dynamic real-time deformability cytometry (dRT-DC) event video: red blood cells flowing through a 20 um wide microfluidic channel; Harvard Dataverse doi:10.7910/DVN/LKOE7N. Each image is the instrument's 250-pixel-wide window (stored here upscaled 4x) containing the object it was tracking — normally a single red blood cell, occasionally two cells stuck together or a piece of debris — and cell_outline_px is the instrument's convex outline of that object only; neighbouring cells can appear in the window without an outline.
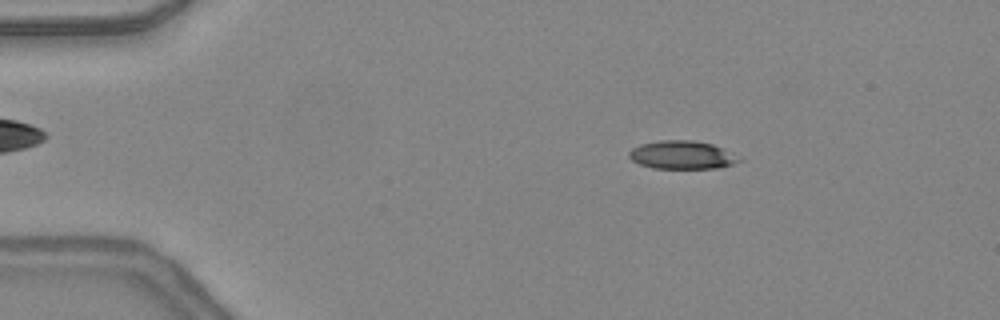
{"species": "common noctule bat (a hibernating species)", "species_latin": "Nyctalus noctula", "temperature_condition": "warm", "stored_images_in_passage": 48, "camera_frame_rate_fps": 3000, "um_per_image_px": 0.085, "animal": {"sex": "female", "body_mass_g": 24.6, "forearm_length_mm": 56.2}, "frame": {"image": 1, "passage_image": 9, "time_ms": 2.667, "image_size_px": [1000, 320], "cell_outline_px": [[740, 160], [732, 164], [716, 168], [652, 168], [640, 164], [632, 160], [628, 156], [628, 152], [632, 148], [640, 144], [660, 140], [692, 140], [712, 144], [720, 148]], "centroid_in_image_um": [57.86, 13.16], "position_along_channel_um": 27.1, "area_um2": 17.69}}
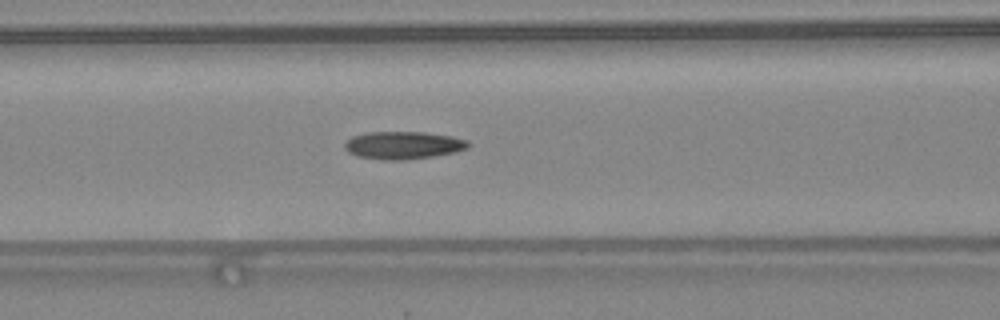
{"frame": {"image": 2, "passage_image": 21, "time_ms": 6.667, "image_size_px": [1000, 320], "cell_outline_px": [[472, 144], [468, 148], [456, 152], [408, 160], [380, 160], [356, 156], [348, 152], [344, 148], [344, 144], [352, 136], [368, 132], [424, 132], [452, 136], [468, 140]], "centroid_in_image_um": [34.29, 12.35], "position_along_channel_um": 132.3, "area_um2": 20.17}}
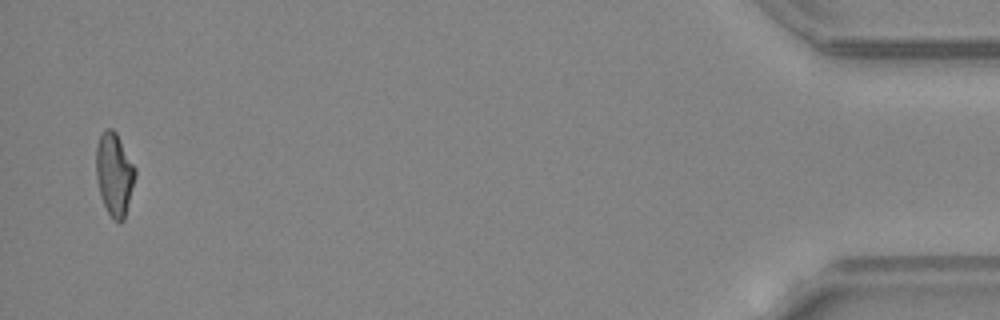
{"frame": {"image": 3, "passage_image": 47, "time_ms": 15.333, "image_size_px": [1000, 320], "cell_outline_px": [[136, 176], [124, 220], [120, 224], [108, 212], [100, 196], [96, 176], [96, 148], [100, 136], [104, 128], [112, 128], [116, 132], [136, 168]], "centroid_in_image_um": [9.72, 14.79], "position_along_channel_um": 425.5, "area_um2": 18.9}, "authors_computed_cell_mechanics": {"area_um2": 18.9006, "velocity_mm_per_s": 4.3927, "shape_relaxation_time_tau1_ms": null, "shape_relaxation_time_tau2_ms": 3.1352, "deformation_change_tau1": null, "deformation_change_tau2": 0.1212}}